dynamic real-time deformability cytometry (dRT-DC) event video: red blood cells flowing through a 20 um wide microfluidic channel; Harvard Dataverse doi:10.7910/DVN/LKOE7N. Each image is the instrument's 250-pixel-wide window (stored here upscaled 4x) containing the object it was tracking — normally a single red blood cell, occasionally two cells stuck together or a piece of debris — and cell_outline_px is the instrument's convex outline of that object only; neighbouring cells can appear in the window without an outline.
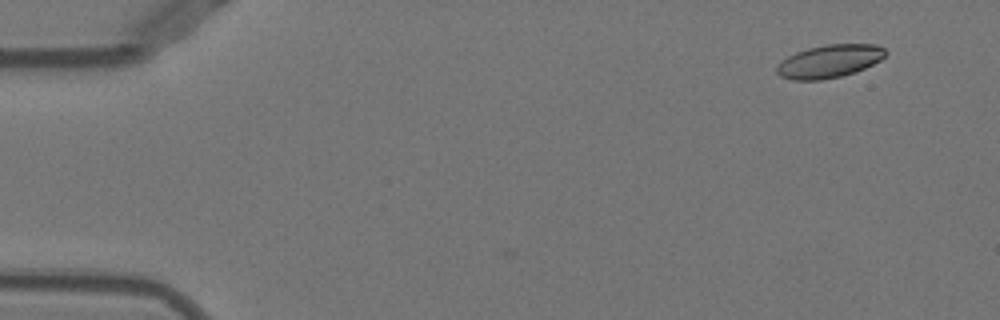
{"species": "Egyptian fruit bat (a non-hibernating species)", "species_latin": "Rousettus aegyptiacus", "temperature_condition": "warm", "stored_images_in_passage": 10, "camera_frame_rate_fps": 3000, "um_per_image_px": 0.085, "animal": {"sex": "female"}, "frame": {"image": 1, "passage_image": 1, "time_ms": 0.0, "image_size_px": [1000, 320], "cell_outline_px": [[888, 52], [880, 60], [856, 72], [840, 76], [820, 80], [792, 80], [780, 76], [776, 72], [776, 64], [780, 60], [796, 52], [808, 48], [828, 44], [876, 44], [884, 48]], "centroid_in_image_um": [70.47, 5.2], "position_along_channel_um": 14.5, "area_um2": 20.98}}